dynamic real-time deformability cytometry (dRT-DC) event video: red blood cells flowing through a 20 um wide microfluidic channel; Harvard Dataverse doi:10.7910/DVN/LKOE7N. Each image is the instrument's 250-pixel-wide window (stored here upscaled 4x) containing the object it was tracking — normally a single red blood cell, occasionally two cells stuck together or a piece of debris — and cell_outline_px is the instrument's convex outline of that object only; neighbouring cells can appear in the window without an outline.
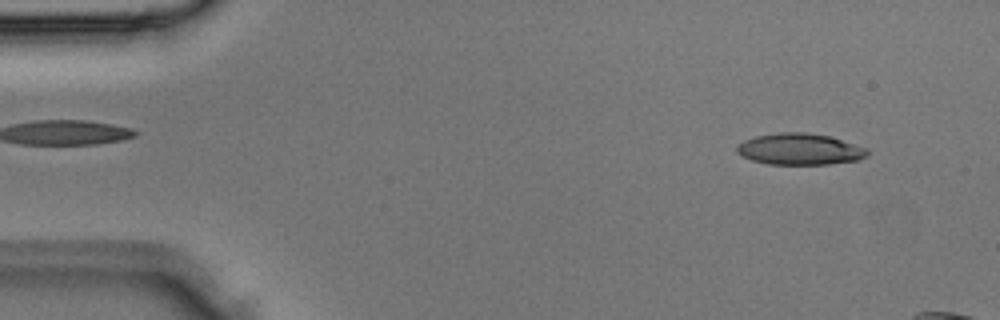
{"species": "Egyptian fruit bat (a non-hibernating species)", "species_latin": "Rousettus aegyptiacus", "temperature_condition": "room temperature", "stored_images_in_passage": 4, "camera_frame_rate_fps": 3000, "um_per_image_px": 0.085, "animal": {"sex": "male"}, "frame": {"image": 1, "passage_image": 2, "time_ms": 0.333, "image_size_px": [1000, 320], "cell_outline_px": [[868, 156], [856, 160], [828, 164], [768, 164], [752, 160], [740, 156], [736, 152], [736, 144], [744, 140], [756, 136], [780, 132], [804, 132], [832, 136], [868, 148]], "centroid_in_image_um": [67.97, 12.67], "position_along_channel_um": 17.0, "area_um2": 24.1}}